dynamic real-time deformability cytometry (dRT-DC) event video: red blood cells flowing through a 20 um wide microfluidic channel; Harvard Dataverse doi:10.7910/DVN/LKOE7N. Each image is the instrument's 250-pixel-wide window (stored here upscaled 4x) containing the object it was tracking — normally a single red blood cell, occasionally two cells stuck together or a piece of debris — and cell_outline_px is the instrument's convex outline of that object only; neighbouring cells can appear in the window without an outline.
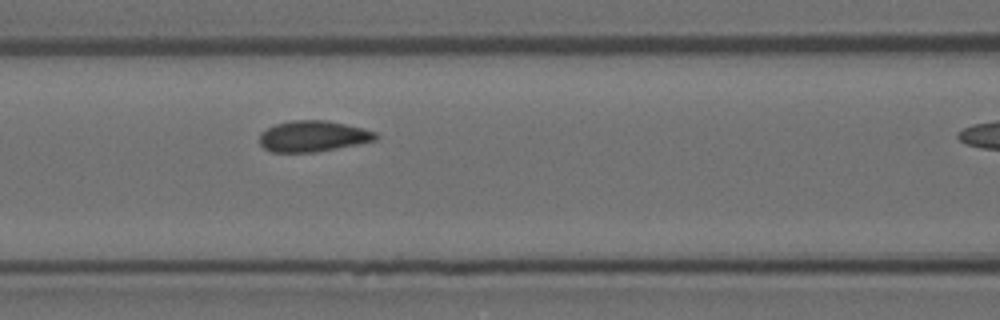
{"species": "Egyptian fruit bat (a non-hibernating species)", "species_latin": "Rousettus aegyptiacus", "temperature_condition": "room temperature", "stored_images_in_passage": 9, "camera_frame_rate_fps": 3000, "um_per_image_px": 0.085, "animal": {"sex": "female"}, "frame": {"image": 1, "passage_image": 7, "time_ms": 2.0, "image_size_px": [1000, 320], "cell_outline_px": [[380, 136], [376, 140], [316, 152], [272, 152], [264, 148], [260, 144], [260, 132], [276, 124], [292, 120], [328, 120], [376, 132]], "centroid_in_image_um": [26.59, 11.58], "position_along_channel_um": 140.0, "area_um2": 20.81}}